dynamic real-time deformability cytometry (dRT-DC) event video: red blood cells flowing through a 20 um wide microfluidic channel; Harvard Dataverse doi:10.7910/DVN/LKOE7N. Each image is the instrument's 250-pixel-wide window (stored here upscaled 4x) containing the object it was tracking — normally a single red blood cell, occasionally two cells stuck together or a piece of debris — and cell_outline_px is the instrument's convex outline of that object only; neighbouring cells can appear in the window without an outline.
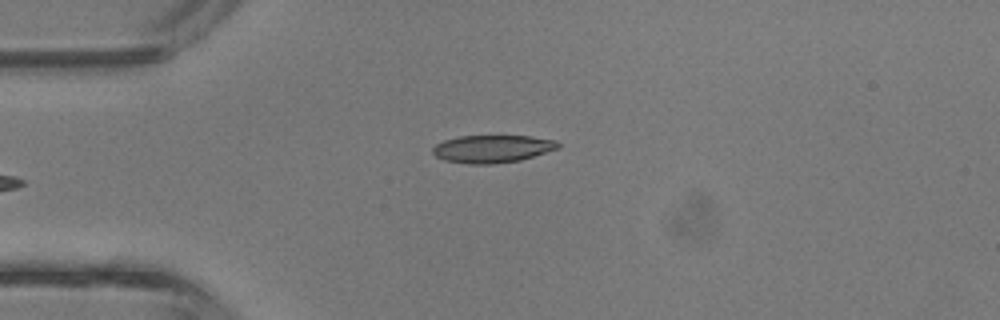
{"species": "common noctule bat (a hibernating species)", "species_latin": "Nyctalus noctula", "temperature_condition": "room temperature", "stored_images_in_passage": 5, "camera_frame_rate_fps": 3000, "um_per_image_px": 0.085, "animal": {"sex": "male", "body_mass_g": 13.3}, "frame": {"image": 1, "passage_image": 5, "time_ms": 1.333, "image_size_px": [1000, 320], "cell_outline_px": [[560, 148], [520, 160], [492, 164], [468, 164], [444, 160], [436, 156], [432, 152], [432, 148], [436, 144], [444, 140], [460, 136], [528, 136], [556, 140], [560, 144]], "centroid_in_image_um": [41.84, 12.65], "position_along_channel_um": 43.2, "area_um2": 20.17}}